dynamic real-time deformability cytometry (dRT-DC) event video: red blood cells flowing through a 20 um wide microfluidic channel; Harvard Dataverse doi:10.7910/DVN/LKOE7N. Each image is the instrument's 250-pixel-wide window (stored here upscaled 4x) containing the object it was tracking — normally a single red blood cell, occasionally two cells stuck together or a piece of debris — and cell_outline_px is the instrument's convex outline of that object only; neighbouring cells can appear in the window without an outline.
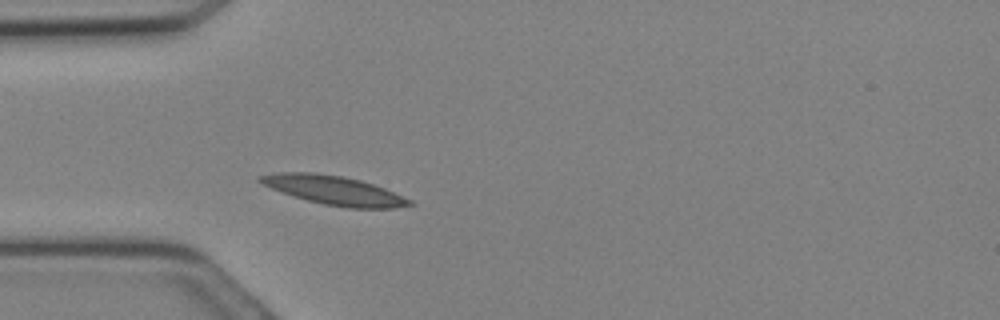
{"species": "Egyptian fruit bat (a non-hibernating species)", "species_latin": "Rousettus aegyptiacus", "temperature_condition": "cold", "stored_images_in_passage": 7, "camera_frame_rate_fps": 3000, "um_per_image_px": 0.085, "animal": {"sex": "female"}, "frame": {"image": 1, "passage_image": 1, "time_ms": 0.0, "image_size_px": [1000, 320], "cell_outline_px": [[416, 204], [396, 208], [348, 208], [324, 204], [308, 200], [272, 188], [256, 180], [256, 176], [280, 172], [316, 172], [340, 176], [360, 180], [384, 188], [412, 200]], "centroid_in_image_um": [28.42, 16.17], "position_along_channel_um": 56.6, "area_um2": 24.91}}
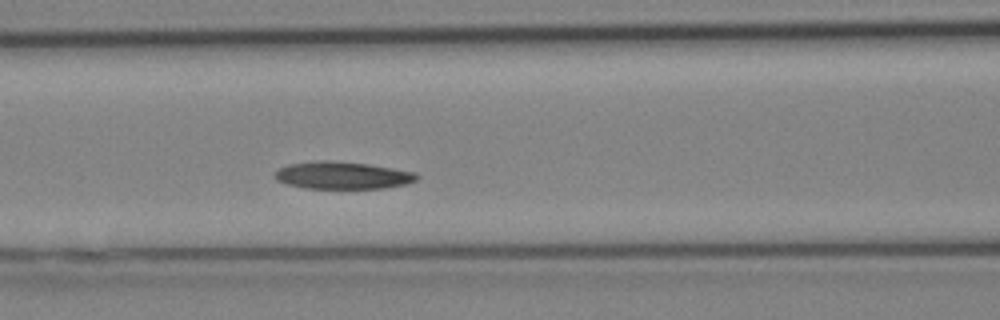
{"frame": {"image": 2, "passage_image": 5, "time_ms": 1.333, "image_size_px": [1000, 320], "cell_outline_px": [[420, 176], [416, 180], [408, 184], [384, 188], [304, 188], [288, 184], [276, 180], [272, 176], [280, 168], [288, 164], [320, 160], [324, 160], [368, 164], [416, 172]], "centroid_in_image_um": [29.12, 14.91], "position_along_channel_um": 137.5, "area_um2": 22.6}}
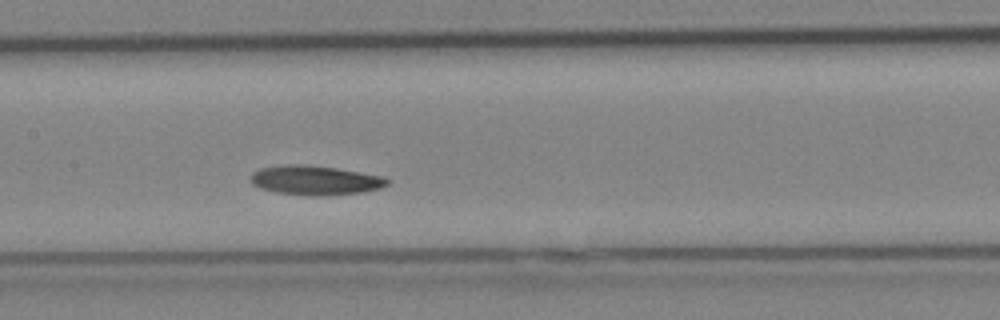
{"frame": {"image": 3, "passage_image": 7, "time_ms": 2.0, "image_size_px": [1000, 320], "cell_outline_px": [[388, 184], [380, 188], [364, 192], [328, 196], [308, 196], [276, 192], [260, 188], [252, 184], [248, 180], [252, 172], [260, 168], [284, 164], [308, 164], [336, 168], [384, 176], [388, 180]], "centroid_in_image_um": [26.76, 15.32], "position_along_channel_um": 180.6, "area_um2": 23.81}}